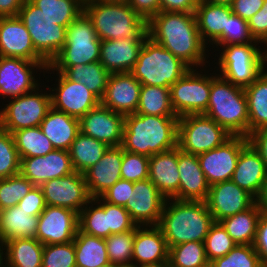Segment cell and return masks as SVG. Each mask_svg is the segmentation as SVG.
Listing matches in <instances>:
<instances>
[{
	"label": "cell",
	"instance_id": "1",
	"mask_svg": "<svg viewBox=\"0 0 267 267\" xmlns=\"http://www.w3.org/2000/svg\"><path fill=\"white\" fill-rule=\"evenodd\" d=\"M147 32L190 69L203 68L208 46L202 41L194 13L160 11L147 21ZM195 66V67H194Z\"/></svg>",
	"mask_w": 267,
	"mask_h": 267
},
{
	"label": "cell",
	"instance_id": "2",
	"mask_svg": "<svg viewBox=\"0 0 267 267\" xmlns=\"http://www.w3.org/2000/svg\"><path fill=\"white\" fill-rule=\"evenodd\" d=\"M214 223L205 201L166 199L157 226L170 248L190 241L204 242Z\"/></svg>",
	"mask_w": 267,
	"mask_h": 267
},
{
	"label": "cell",
	"instance_id": "3",
	"mask_svg": "<svg viewBox=\"0 0 267 267\" xmlns=\"http://www.w3.org/2000/svg\"><path fill=\"white\" fill-rule=\"evenodd\" d=\"M177 116H155L132 113L125 115L123 150L143 154L168 151L177 146Z\"/></svg>",
	"mask_w": 267,
	"mask_h": 267
},
{
	"label": "cell",
	"instance_id": "4",
	"mask_svg": "<svg viewBox=\"0 0 267 267\" xmlns=\"http://www.w3.org/2000/svg\"><path fill=\"white\" fill-rule=\"evenodd\" d=\"M83 11L101 41L148 37L147 21L129 4L87 0Z\"/></svg>",
	"mask_w": 267,
	"mask_h": 267
},
{
	"label": "cell",
	"instance_id": "5",
	"mask_svg": "<svg viewBox=\"0 0 267 267\" xmlns=\"http://www.w3.org/2000/svg\"><path fill=\"white\" fill-rule=\"evenodd\" d=\"M217 73H210L209 104L204 115L212 118L231 135L248 137L249 113L244 88Z\"/></svg>",
	"mask_w": 267,
	"mask_h": 267
},
{
	"label": "cell",
	"instance_id": "6",
	"mask_svg": "<svg viewBox=\"0 0 267 267\" xmlns=\"http://www.w3.org/2000/svg\"><path fill=\"white\" fill-rule=\"evenodd\" d=\"M189 69L170 51L147 37L130 73L141 85L170 88Z\"/></svg>",
	"mask_w": 267,
	"mask_h": 267
},
{
	"label": "cell",
	"instance_id": "7",
	"mask_svg": "<svg viewBox=\"0 0 267 267\" xmlns=\"http://www.w3.org/2000/svg\"><path fill=\"white\" fill-rule=\"evenodd\" d=\"M260 42L220 46L216 71L232 84L246 88L267 68V48ZM258 46V47H257ZM221 51V52H220ZM221 53V54H220ZM219 69V70H218Z\"/></svg>",
	"mask_w": 267,
	"mask_h": 267
},
{
	"label": "cell",
	"instance_id": "8",
	"mask_svg": "<svg viewBox=\"0 0 267 267\" xmlns=\"http://www.w3.org/2000/svg\"><path fill=\"white\" fill-rule=\"evenodd\" d=\"M101 40L97 37L91 19L83 11L67 28L66 43L49 63L51 68H69L100 59Z\"/></svg>",
	"mask_w": 267,
	"mask_h": 267
},
{
	"label": "cell",
	"instance_id": "9",
	"mask_svg": "<svg viewBox=\"0 0 267 267\" xmlns=\"http://www.w3.org/2000/svg\"><path fill=\"white\" fill-rule=\"evenodd\" d=\"M232 135L204 114H190L178 119L177 146L182 152L199 155L219 147Z\"/></svg>",
	"mask_w": 267,
	"mask_h": 267
},
{
	"label": "cell",
	"instance_id": "10",
	"mask_svg": "<svg viewBox=\"0 0 267 267\" xmlns=\"http://www.w3.org/2000/svg\"><path fill=\"white\" fill-rule=\"evenodd\" d=\"M40 87L22 96L8 99L10 101L7 100L9 103L0 109L1 128L12 134L20 129L40 126L52 107L49 88L47 93L42 89L44 86Z\"/></svg>",
	"mask_w": 267,
	"mask_h": 267
},
{
	"label": "cell",
	"instance_id": "11",
	"mask_svg": "<svg viewBox=\"0 0 267 267\" xmlns=\"http://www.w3.org/2000/svg\"><path fill=\"white\" fill-rule=\"evenodd\" d=\"M18 17L28 30L35 50L50 63L66 43V27L53 24L30 0L24 1Z\"/></svg>",
	"mask_w": 267,
	"mask_h": 267
},
{
	"label": "cell",
	"instance_id": "12",
	"mask_svg": "<svg viewBox=\"0 0 267 267\" xmlns=\"http://www.w3.org/2000/svg\"><path fill=\"white\" fill-rule=\"evenodd\" d=\"M205 72L202 68L200 72L189 69L170 86L171 104L178 118L206 112L210 97V71Z\"/></svg>",
	"mask_w": 267,
	"mask_h": 267
},
{
	"label": "cell",
	"instance_id": "13",
	"mask_svg": "<svg viewBox=\"0 0 267 267\" xmlns=\"http://www.w3.org/2000/svg\"><path fill=\"white\" fill-rule=\"evenodd\" d=\"M48 65V62L0 56V95L3 100L34 91L41 84L34 74L39 70L45 73Z\"/></svg>",
	"mask_w": 267,
	"mask_h": 267
},
{
	"label": "cell",
	"instance_id": "14",
	"mask_svg": "<svg viewBox=\"0 0 267 267\" xmlns=\"http://www.w3.org/2000/svg\"><path fill=\"white\" fill-rule=\"evenodd\" d=\"M248 143V137L232 135L219 147L197 155L209 185L232 179L239 154Z\"/></svg>",
	"mask_w": 267,
	"mask_h": 267
},
{
	"label": "cell",
	"instance_id": "15",
	"mask_svg": "<svg viewBox=\"0 0 267 267\" xmlns=\"http://www.w3.org/2000/svg\"><path fill=\"white\" fill-rule=\"evenodd\" d=\"M55 74L58 76L55 79L58 84L54 85L57 86L51 88L45 85L50 89L51 105L54 109L80 119L100 103V100L84 84L68 79L61 72Z\"/></svg>",
	"mask_w": 267,
	"mask_h": 267
},
{
	"label": "cell",
	"instance_id": "16",
	"mask_svg": "<svg viewBox=\"0 0 267 267\" xmlns=\"http://www.w3.org/2000/svg\"><path fill=\"white\" fill-rule=\"evenodd\" d=\"M40 187L46 205L69 208L78 214L92 199L88 193L84 174L78 171L48 180Z\"/></svg>",
	"mask_w": 267,
	"mask_h": 267
},
{
	"label": "cell",
	"instance_id": "17",
	"mask_svg": "<svg viewBox=\"0 0 267 267\" xmlns=\"http://www.w3.org/2000/svg\"><path fill=\"white\" fill-rule=\"evenodd\" d=\"M79 214L72 209L47 205L39 215L36 239L44 244H63L74 240Z\"/></svg>",
	"mask_w": 267,
	"mask_h": 267
},
{
	"label": "cell",
	"instance_id": "18",
	"mask_svg": "<svg viewBox=\"0 0 267 267\" xmlns=\"http://www.w3.org/2000/svg\"><path fill=\"white\" fill-rule=\"evenodd\" d=\"M166 198L149 180L134 182L133 192L125 205L131 219L137 226L158 225Z\"/></svg>",
	"mask_w": 267,
	"mask_h": 267
},
{
	"label": "cell",
	"instance_id": "19",
	"mask_svg": "<svg viewBox=\"0 0 267 267\" xmlns=\"http://www.w3.org/2000/svg\"><path fill=\"white\" fill-rule=\"evenodd\" d=\"M125 116L99 103L79 119L80 132L110 146L123 142Z\"/></svg>",
	"mask_w": 267,
	"mask_h": 267
},
{
	"label": "cell",
	"instance_id": "20",
	"mask_svg": "<svg viewBox=\"0 0 267 267\" xmlns=\"http://www.w3.org/2000/svg\"><path fill=\"white\" fill-rule=\"evenodd\" d=\"M214 221L233 216L249 209L256 199L246 190L238 187L232 180L210 185L205 200Z\"/></svg>",
	"mask_w": 267,
	"mask_h": 267
},
{
	"label": "cell",
	"instance_id": "21",
	"mask_svg": "<svg viewBox=\"0 0 267 267\" xmlns=\"http://www.w3.org/2000/svg\"><path fill=\"white\" fill-rule=\"evenodd\" d=\"M74 170L69 151L56 150L45 156L21 158L20 173L34 186H41L48 180L64 177Z\"/></svg>",
	"mask_w": 267,
	"mask_h": 267
},
{
	"label": "cell",
	"instance_id": "22",
	"mask_svg": "<svg viewBox=\"0 0 267 267\" xmlns=\"http://www.w3.org/2000/svg\"><path fill=\"white\" fill-rule=\"evenodd\" d=\"M0 56L47 62L35 50L31 36L18 16L0 17Z\"/></svg>",
	"mask_w": 267,
	"mask_h": 267
},
{
	"label": "cell",
	"instance_id": "23",
	"mask_svg": "<svg viewBox=\"0 0 267 267\" xmlns=\"http://www.w3.org/2000/svg\"><path fill=\"white\" fill-rule=\"evenodd\" d=\"M141 83L130 73H112L100 103L114 112L125 115L136 113Z\"/></svg>",
	"mask_w": 267,
	"mask_h": 267
},
{
	"label": "cell",
	"instance_id": "24",
	"mask_svg": "<svg viewBox=\"0 0 267 267\" xmlns=\"http://www.w3.org/2000/svg\"><path fill=\"white\" fill-rule=\"evenodd\" d=\"M122 146H110L103 157L84 173L91 198L100 197L121 179Z\"/></svg>",
	"mask_w": 267,
	"mask_h": 267
},
{
	"label": "cell",
	"instance_id": "25",
	"mask_svg": "<svg viewBox=\"0 0 267 267\" xmlns=\"http://www.w3.org/2000/svg\"><path fill=\"white\" fill-rule=\"evenodd\" d=\"M148 179L166 199H178L180 184L178 146L149 157Z\"/></svg>",
	"mask_w": 267,
	"mask_h": 267
},
{
	"label": "cell",
	"instance_id": "26",
	"mask_svg": "<svg viewBox=\"0 0 267 267\" xmlns=\"http://www.w3.org/2000/svg\"><path fill=\"white\" fill-rule=\"evenodd\" d=\"M146 38L102 40L100 63L112 73L131 72Z\"/></svg>",
	"mask_w": 267,
	"mask_h": 267
},
{
	"label": "cell",
	"instance_id": "27",
	"mask_svg": "<svg viewBox=\"0 0 267 267\" xmlns=\"http://www.w3.org/2000/svg\"><path fill=\"white\" fill-rule=\"evenodd\" d=\"M169 248L161 229L156 226H136L132 264L168 263Z\"/></svg>",
	"mask_w": 267,
	"mask_h": 267
},
{
	"label": "cell",
	"instance_id": "28",
	"mask_svg": "<svg viewBox=\"0 0 267 267\" xmlns=\"http://www.w3.org/2000/svg\"><path fill=\"white\" fill-rule=\"evenodd\" d=\"M267 179V167L259 153L248 143L240 152L232 181L257 199Z\"/></svg>",
	"mask_w": 267,
	"mask_h": 267
},
{
	"label": "cell",
	"instance_id": "29",
	"mask_svg": "<svg viewBox=\"0 0 267 267\" xmlns=\"http://www.w3.org/2000/svg\"><path fill=\"white\" fill-rule=\"evenodd\" d=\"M178 167L180 173L178 199L205 201L210 185L200 167L198 156L182 152L178 147Z\"/></svg>",
	"mask_w": 267,
	"mask_h": 267
},
{
	"label": "cell",
	"instance_id": "30",
	"mask_svg": "<svg viewBox=\"0 0 267 267\" xmlns=\"http://www.w3.org/2000/svg\"><path fill=\"white\" fill-rule=\"evenodd\" d=\"M39 127L56 150L69 151L80 132L79 119L53 107L49 109Z\"/></svg>",
	"mask_w": 267,
	"mask_h": 267
},
{
	"label": "cell",
	"instance_id": "31",
	"mask_svg": "<svg viewBox=\"0 0 267 267\" xmlns=\"http://www.w3.org/2000/svg\"><path fill=\"white\" fill-rule=\"evenodd\" d=\"M197 28L202 41L212 44L226 30L227 20L233 14L230 5L212 4L200 0L195 9Z\"/></svg>",
	"mask_w": 267,
	"mask_h": 267
},
{
	"label": "cell",
	"instance_id": "32",
	"mask_svg": "<svg viewBox=\"0 0 267 267\" xmlns=\"http://www.w3.org/2000/svg\"><path fill=\"white\" fill-rule=\"evenodd\" d=\"M39 216H30L29 212L18 205L0 211V240L36 238Z\"/></svg>",
	"mask_w": 267,
	"mask_h": 267
},
{
	"label": "cell",
	"instance_id": "33",
	"mask_svg": "<svg viewBox=\"0 0 267 267\" xmlns=\"http://www.w3.org/2000/svg\"><path fill=\"white\" fill-rule=\"evenodd\" d=\"M47 71H53V74L55 71L61 72L68 79L84 84L99 100L102 99L105 93L111 74L103 67L100 61L85 65H72L69 68H51L48 65L45 72L47 73Z\"/></svg>",
	"mask_w": 267,
	"mask_h": 267
},
{
	"label": "cell",
	"instance_id": "34",
	"mask_svg": "<svg viewBox=\"0 0 267 267\" xmlns=\"http://www.w3.org/2000/svg\"><path fill=\"white\" fill-rule=\"evenodd\" d=\"M44 244L36 238L4 242L5 264L10 267H42Z\"/></svg>",
	"mask_w": 267,
	"mask_h": 267
},
{
	"label": "cell",
	"instance_id": "35",
	"mask_svg": "<svg viewBox=\"0 0 267 267\" xmlns=\"http://www.w3.org/2000/svg\"><path fill=\"white\" fill-rule=\"evenodd\" d=\"M262 210L255 202L249 209L219 221L236 244L252 245Z\"/></svg>",
	"mask_w": 267,
	"mask_h": 267
},
{
	"label": "cell",
	"instance_id": "36",
	"mask_svg": "<svg viewBox=\"0 0 267 267\" xmlns=\"http://www.w3.org/2000/svg\"><path fill=\"white\" fill-rule=\"evenodd\" d=\"M248 103V136L267 127V68L249 86L244 88Z\"/></svg>",
	"mask_w": 267,
	"mask_h": 267
},
{
	"label": "cell",
	"instance_id": "37",
	"mask_svg": "<svg viewBox=\"0 0 267 267\" xmlns=\"http://www.w3.org/2000/svg\"><path fill=\"white\" fill-rule=\"evenodd\" d=\"M108 148L106 143L79 132L69 149L74 170L84 174L103 157Z\"/></svg>",
	"mask_w": 267,
	"mask_h": 267
},
{
	"label": "cell",
	"instance_id": "38",
	"mask_svg": "<svg viewBox=\"0 0 267 267\" xmlns=\"http://www.w3.org/2000/svg\"><path fill=\"white\" fill-rule=\"evenodd\" d=\"M76 267H99L109 263L105 239L79 229L74 237Z\"/></svg>",
	"mask_w": 267,
	"mask_h": 267
},
{
	"label": "cell",
	"instance_id": "39",
	"mask_svg": "<svg viewBox=\"0 0 267 267\" xmlns=\"http://www.w3.org/2000/svg\"><path fill=\"white\" fill-rule=\"evenodd\" d=\"M137 114L177 116L173 110L170 88L141 85Z\"/></svg>",
	"mask_w": 267,
	"mask_h": 267
},
{
	"label": "cell",
	"instance_id": "40",
	"mask_svg": "<svg viewBox=\"0 0 267 267\" xmlns=\"http://www.w3.org/2000/svg\"><path fill=\"white\" fill-rule=\"evenodd\" d=\"M20 159L45 156L54 150L40 127L24 128L12 133Z\"/></svg>",
	"mask_w": 267,
	"mask_h": 267
},
{
	"label": "cell",
	"instance_id": "41",
	"mask_svg": "<svg viewBox=\"0 0 267 267\" xmlns=\"http://www.w3.org/2000/svg\"><path fill=\"white\" fill-rule=\"evenodd\" d=\"M53 21V24L68 27L82 12L83 0H30Z\"/></svg>",
	"mask_w": 267,
	"mask_h": 267
},
{
	"label": "cell",
	"instance_id": "42",
	"mask_svg": "<svg viewBox=\"0 0 267 267\" xmlns=\"http://www.w3.org/2000/svg\"><path fill=\"white\" fill-rule=\"evenodd\" d=\"M168 263L174 267H210L204 242L197 241L171 246Z\"/></svg>",
	"mask_w": 267,
	"mask_h": 267
},
{
	"label": "cell",
	"instance_id": "43",
	"mask_svg": "<svg viewBox=\"0 0 267 267\" xmlns=\"http://www.w3.org/2000/svg\"><path fill=\"white\" fill-rule=\"evenodd\" d=\"M78 226L81 232L90 236L103 239L110 236L107 215L104 209L93 198L80 211Z\"/></svg>",
	"mask_w": 267,
	"mask_h": 267
},
{
	"label": "cell",
	"instance_id": "44",
	"mask_svg": "<svg viewBox=\"0 0 267 267\" xmlns=\"http://www.w3.org/2000/svg\"><path fill=\"white\" fill-rule=\"evenodd\" d=\"M135 228L130 231L111 234L105 239L109 262L117 266L132 264Z\"/></svg>",
	"mask_w": 267,
	"mask_h": 267
},
{
	"label": "cell",
	"instance_id": "45",
	"mask_svg": "<svg viewBox=\"0 0 267 267\" xmlns=\"http://www.w3.org/2000/svg\"><path fill=\"white\" fill-rule=\"evenodd\" d=\"M33 187L21 173L0 179V211L16 206Z\"/></svg>",
	"mask_w": 267,
	"mask_h": 267
},
{
	"label": "cell",
	"instance_id": "46",
	"mask_svg": "<svg viewBox=\"0 0 267 267\" xmlns=\"http://www.w3.org/2000/svg\"><path fill=\"white\" fill-rule=\"evenodd\" d=\"M258 42L250 32L248 21L241 19L238 15L232 14L227 20L226 30L211 44L217 49L224 45H237ZM215 45V46H214Z\"/></svg>",
	"mask_w": 267,
	"mask_h": 267
},
{
	"label": "cell",
	"instance_id": "47",
	"mask_svg": "<svg viewBox=\"0 0 267 267\" xmlns=\"http://www.w3.org/2000/svg\"><path fill=\"white\" fill-rule=\"evenodd\" d=\"M20 163L12 134L0 127V179L20 173Z\"/></svg>",
	"mask_w": 267,
	"mask_h": 267
},
{
	"label": "cell",
	"instance_id": "48",
	"mask_svg": "<svg viewBox=\"0 0 267 267\" xmlns=\"http://www.w3.org/2000/svg\"><path fill=\"white\" fill-rule=\"evenodd\" d=\"M261 265L253 245L240 244H236L225 256L210 262V267H261Z\"/></svg>",
	"mask_w": 267,
	"mask_h": 267
},
{
	"label": "cell",
	"instance_id": "49",
	"mask_svg": "<svg viewBox=\"0 0 267 267\" xmlns=\"http://www.w3.org/2000/svg\"><path fill=\"white\" fill-rule=\"evenodd\" d=\"M204 246L207 259L211 262L228 254L236 246V243L223 226L219 222H215L204 240Z\"/></svg>",
	"mask_w": 267,
	"mask_h": 267
},
{
	"label": "cell",
	"instance_id": "50",
	"mask_svg": "<svg viewBox=\"0 0 267 267\" xmlns=\"http://www.w3.org/2000/svg\"><path fill=\"white\" fill-rule=\"evenodd\" d=\"M42 267H76L74 241L44 245Z\"/></svg>",
	"mask_w": 267,
	"mask_h": 267
},
{
	"label": "cell",
	"instance_id": "51",
	"mask_svg": "<svg viewBox=\"0 0 267 267\" xmlns=\"http://www.w3.org/2000/svg\"><path fill=\"white\" fill-rule=\"evenodd\" d=\"M149 177V157L123 150L121 179L137 182Z\"/></svg>",
	"mask_w": 267,
	"mask_h": 267
},
{
	"label": "cell",
	"instance_id": "52",
	"mask_svg": "<svg viewBox=\"0 0 267 267\" xmlns=\"http://www.w3.org/2000/svg\"><path fill=\"white\" fill-rule=\"evenodd\" d=\"M93 199L104 209L107 215L110 235L130 231L137 226L124 207L105 202L101 197Z\"/></svg>",
	"mask_w": 267,
	"mask_h": 267
},
{
	"label": "cell",
	"instance_id": "53",
	"mask_svg": "<svg viewBox=\"0 0 267 267\" xmlns=\"http://www.w3.org/2000/svg\"><path fill=\"white\" fill-rule=\"evenodd\" d=\"M133 186L134 182L120 179L100 197L110 204L125 207L133 192Z\"/></svg>",
	"mask_w": 267,
	"mask_h": 267
},
{
	"label": "cell",
	"instance_id": "54",
	"mask_svg": "<svg viewBox=\"0 0 267 267\" xmlns=\"http://www.w3.org/2000/svg\"><path fill=\"white\" fill-rule=\"evenodd\" d=\"M248 25L254 39L267 48V0H264L263 7L249 19Z\"/></svg>",
	"mask_w": 267,
	"mask_h": 267
},
{
	"label": "cell",
	"instance_id": "55",
	"mask_svg": "<svg viewBox=\"0 0 267 267\" xmlns=\"http://www.w3.org/2000/svg\"><path fill=\"white\" fill-rule=\"evenodd\" d=\"M17 205L30 216H39L47 206L40 186H34Z\"/></svg>",
	"mask_w": 267,
	"mask_h": 267
},
{
	"label": "cell",
	"instance_id": "56",
	"mask_svg": "<svg viewBox=\"0 0 267 267\" xmlns=\"http://www.w3.org/2000/svg\"><path fill=\"white\" fill-rule=\"evenodd\" d=\"M253 248L259 256L261 264H267V214L261 213Z\"/></svg>",
	"mask_w": 267,
	"mask_h": 267
},
{
	"label": "cell",
	"instance_id": "57",
	"mask_svg": "<svg viewBox=\"0 0 267 267\" xmlns=\"http://www.w3.org/2000/svg\"><path fill=\"white\" fill-rule=\"evenodd\" d=\"M264 0H233L232 13L241 19L249 21L262 7Z\"/></svg>",
	"mask_w": 267,
	"mask_h": 267
},
{
	"label": "cell",
	"instance_id": "58",
	"mask_svg": "<svg viewBox=\"0 0 267 267\" xmlns=\"http://www.w3.org/2000/svg\"><path fill=\"white\" fill-rule=\"evenodd\" d=\"M128 4L146 21L160 12V0H129Z\"/></svg>",
	"mask_w": 267,
	"mask_h": 267
},
{
	"label": "cell",
	"instance_id": "59",
	"mask_svg": "<svg viewBox=\"0 0 267 267\" xmlns=\"http://www.w3.org/2000/svg\"><path fill=\"white\" fill-rule=\"evenodd\" d=\"M200 0H160V11L195 13Z\"/></svg>",
	"mask_w": 267,
	"mask_h": 267
},
{
	"label": "cell",
	"instance_id": "60",
	"mask_svg": "<svg viewBox=\"0 0 267 267\" xmlns=\"http://www.w3.org/2000/svg\"><path fill=\"white\" fill-rule=\"evenodd\" d=\"M248 141L251 146L259 153L267 167V127H263L250 133Z\"/></svg>",
	"mask_w": 267,
	"mask_h": 267
},
{
	"label": "cell",
	"instance_id": "61",
	"mask_svg": "<svg viewBox=\"0 0 267 267\" xmlns=\"http://www.w3.org/2000/svg\"><path fill=\"white\" fill-rule=\"evenodd\" d=\"M25 0H0V17L18 16Z\"/></svg>",
	"mask_w": 267,
	"mask_h": 267
},
{
	"label": "cell",
	"instance_id": "62",
	"mask_svg": "<svg viewBox=\"0 0 267 267\" xmlns=\"http://www.w3.org/2000/svg\"><path fill=\"white\" fill-rule=\"evenodd\" d=\"M256 202L263 213L267 214V179L265 184L263 185V189L256 199Z\"/></svg>",
	"mask_w": 267,
	"mask_h": 267
},
{
	"label": "cell",
	"instance_id": "63",
	"mask_svg": "<svg viewBox=\"0 0 267 267\" xmlns=\"http://www.w3.org/2000/svg\"><path fill=\"white\" fill-rule=\"evenodd\" d=\"M205 2H209L212 4H219V5H231L233 0H202Z\"/></svg>",
	"mask_w": 267,
	"mask_h": 267
},
{
	"label": "cell",
	"instance_id": "64",
	"mask_svg": "<svg viewBox=\"0 0 267 267\" xmlns=\"http://www.w3.org/2000/svg\"><path fill=\"white\" fill-rule=\"evenodd\" d=\"M4 257V243L0 240V267H3L5 263Z\"/></svg>",
	"mask_w": 267,
	"mask_h": 267
},
{
	"label": "cell",
	"instance_id": "65",
	"mask_svg": "<svg viewBox=\"0 0 267 267\" xmlns=\"http://www.w3.org/2000/svg\"><path fill=\"white\" fill-rule=\"evenodd\" d=\"M137 267H166V263L139 265Z\"/></svg>",
	"mask_w": 267,
	"mask_h": 267
},
{
	"label": "cell",
	"instance_id": "66",
	"mask_svg": "<svg viewBox=\"0 0 267 267\" xmlns=\"http://www.w3.org/2000/svg\"><path fill=\"white\" fill-rule=\"evenodd\" d=\"M99 1H104L109 3H124V4H128L129 2V0H99Z\"/></svg>",
	"mask_w": 267,
	"mask_h": 267
},
{
	"label": "cell",
	"instance_id": "67",
	"mask_svg": "<svg viewBox=\"0 0 267 267\" xmlns=\"http://www.w3.org/2000/svg\"><path fill=\"white\" fill-rule=\"evenodd\" d=\"M99 267H118L117 265H114L113 263L109 262Z\"/></svg>",
	"mask_w": 267,
	"mask_h": 267
},
{
	"label": "cell",
	"instance_id": "68",
	"mask_svg": "<svg viewBox=\"0 0 267 267\" xmlns=\"http://www.w3.org/2000/svg\"><path fill=\"white\" fill-rule=\"evenodd\" d=\"M118 267H137L135 264L122 265Z\"/></svg>",
	"mask_w": 267,
	"mask_h": 267
},
{
	"label": "cell",
	"instance_id": "69",
	"mask_svg": "<svg viewBox=\"0 0 267 267\" xmlns=\"http://www.w3.org/2000/svg\"><path fill=\"white\" fill-rule=\"evenodd\" d=\"M166 267H174V266L170 265L169 263H166Z\"/></svg>",
	"mask_w": 267,
	"mask_h": 267
},
{
	"label": "cell",
	"instance_id": "70",
	"mask_svg": "<svg viewBox=\"0 0 267 267\" xmlns=\"http://www.w3.org/2000/svg\"><path fill=\"white\" fill-rule=\"evenodd\" d=\"M261 267H267V264H262Z\"/></svg>",
	"mask_w": 267,
	"mask_h": 267
}]
</instances>
